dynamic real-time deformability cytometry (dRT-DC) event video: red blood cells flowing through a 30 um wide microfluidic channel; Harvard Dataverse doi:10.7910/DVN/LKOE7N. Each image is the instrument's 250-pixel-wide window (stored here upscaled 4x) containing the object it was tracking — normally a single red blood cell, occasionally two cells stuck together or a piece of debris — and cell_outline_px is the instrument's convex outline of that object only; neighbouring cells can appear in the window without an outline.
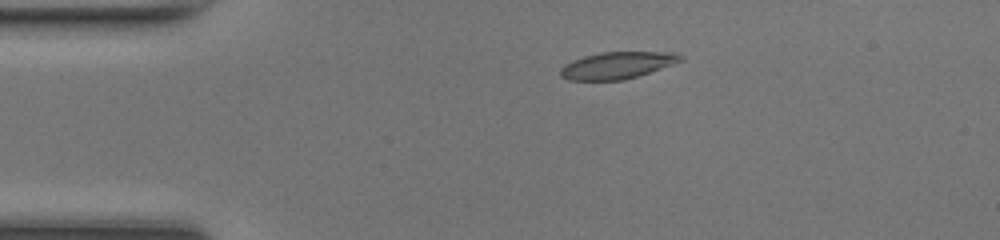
{"species": "common noctule bat (a hibernating species)", "species_latin": "Nyctalus noctula", "temperature_condition": "room temperature", "stored_images_in_passage": 33, "camera_frame_rate_fps": 3000, "um_per_image_px": 0.085, "animal": {"sex": "female", "body_mass_g": 17.0, "forearm_length_mm": 48.0}, "frame": {"image": 1, "passage_image": 1, "time_ms": 0.0, "image_size_px": [1000, 240], "cell_outline_px": [[684, 60], [624, 80], [568, 80], [560, 76], [560, 68], [564, 64], [572, 60], [584, 56], [600, 52], [680, 52], [684, 56]], "centroid_in_image_um": [52.45, 5.54], "position_along_channel_um": 32.5, "area_um2": 18.84}}
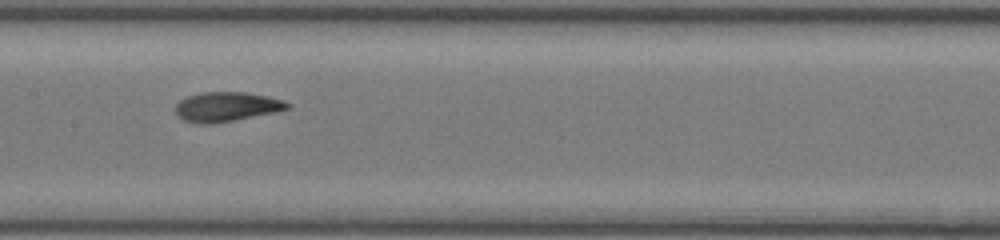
{"frame": {"image": 2, "passage_image": 15, "time_ms": 4.667, "image_size_px": [1000, 240], "cell_outline_px": [[292, 104], [288, 108], [276, 112], [232, 120], [208, 124], [200, 124], [184, 120], [176, 116], [176, 104], [180, 100], [188, 96], [200, 92], [244, 92], [268, 96], [284, 100]], "centroid_in_image_um": [19.25, 9.06], "position_along_channel_um": 188.1, "area_um2": 19.19}}
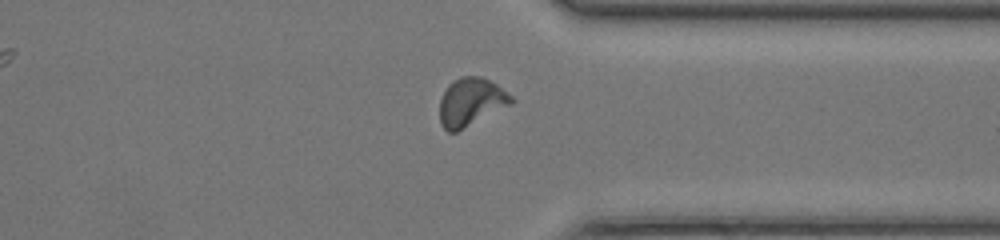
{"frame": {"image": 3, "passage_image": 28, "time_ms": 9.0, "image_size_px": [1000, 240], "cell_outline_px": [[516, 100], [512, 104], [456, 132], [448, 132], [440, 124], [440, 100], [448, 84], [460, 76], [484, 76], [508, 92]], "centroid_in_image_um": [40.04, 8.65], "position_along_channel_um": 371.4, "area_um2": 20.17}, "authors_computed_cell_mechanics": {"area_um2": 18.785, "velocity_mm_per_s": 4.2953, "shape_relaxation_time_tau1_ms": 3.1896, "shape_relaxation_time_tau2_ms": 1.6615, "deformation_change_tau1": 0.1502, "deformation_change_tau2": 0.0833}}